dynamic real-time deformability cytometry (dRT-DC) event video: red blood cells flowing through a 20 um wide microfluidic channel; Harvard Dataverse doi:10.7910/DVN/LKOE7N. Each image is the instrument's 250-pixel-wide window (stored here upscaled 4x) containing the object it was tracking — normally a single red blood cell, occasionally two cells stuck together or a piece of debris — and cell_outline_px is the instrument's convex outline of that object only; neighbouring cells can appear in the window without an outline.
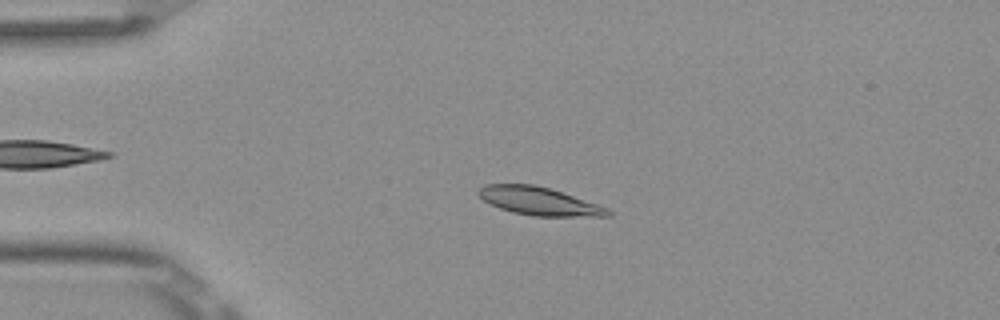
{"species": "Egyptian fruit bat (a non-hibernating species)", "species_latin": "Rousettus aegyptiacus", "temperature_condition": "room temperature", "stored_images_in_passage": 3, "camera_frame_rate_fps": 3000, "um_per_image_px": 0.085, "frame": {"image": 1, "passage_image": 3, "time_ms": 0.667, "image_size_px": [1000, 320], "cell_outline_px": [[612, 216], [532, 216], [512, 212], [500, 208], [484, 200], [476, 192], [484, 184], [536, 184], [608, 208], [612, 212]], "centroid_in_image_um": [45.8, 17.1], "position_along_channel_um": 39.2, "area_um2": 20.87}}